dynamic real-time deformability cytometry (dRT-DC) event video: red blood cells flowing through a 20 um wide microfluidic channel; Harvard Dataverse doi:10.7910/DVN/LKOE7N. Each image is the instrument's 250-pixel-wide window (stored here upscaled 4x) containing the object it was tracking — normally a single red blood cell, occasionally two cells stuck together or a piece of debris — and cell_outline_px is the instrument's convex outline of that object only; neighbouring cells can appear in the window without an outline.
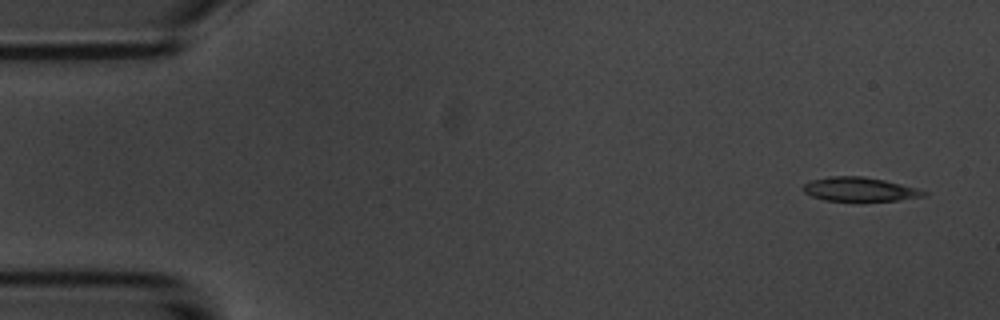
{"species": "common noctule bat (a hibernating species)", "species_latin": "Nyctalus noctula", "temperature_condition": "room temperature", "stored_images_in_passage": 9, "camera_frame_rate_fps": 3000, "um_per_image_px": 0.085, "animal": {"sex": "male", "body_mass_g": 20.1, "forearm_length_mm": 53.5}, "frame": {"image": 1, "passage_image": 1, "time_ms": 0.0, "image_size_px": [1000, 320], "cell_outline_px": [[928, 192], [924, 196], [896, 200], [824, 200], [812, 196], [804, 192], [800, 188], [804, 184], [812, 180], [828, 176], [864, 176], [884, 180], [916, 188]], "centroid_in_image_um": [73.01, 16.07], "position_along_channel_um": 12.0, "area_um2": 16.59}}
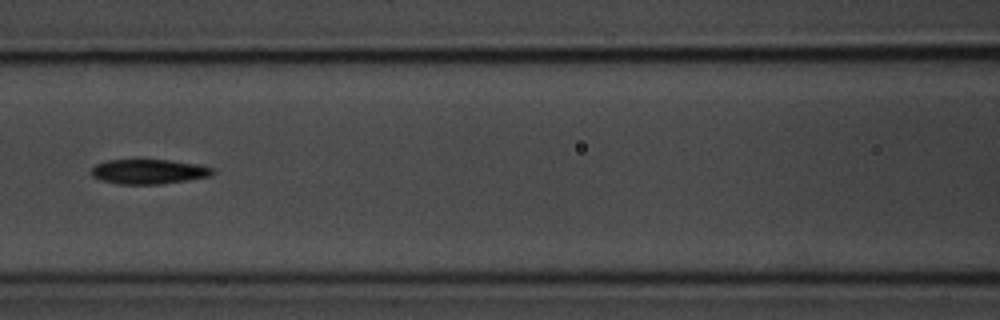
{"frame": {"image": 2, "passage_image": 7, "time_ms": 7.0, "image_size_px": [1000, 320], "cell_outline_px": [[216, 172], [212, 176], [188, 180], [160, 184], [116, 184], [100, 180], [92, 176], [88, 172], [96, 164], [108, 160], [168, 160], [196, 164], [216, 168]], "centroid_in_image_um": [12.65, 14.59], "position_along_channel_um": 154.0, "area_um2": 17.69}}
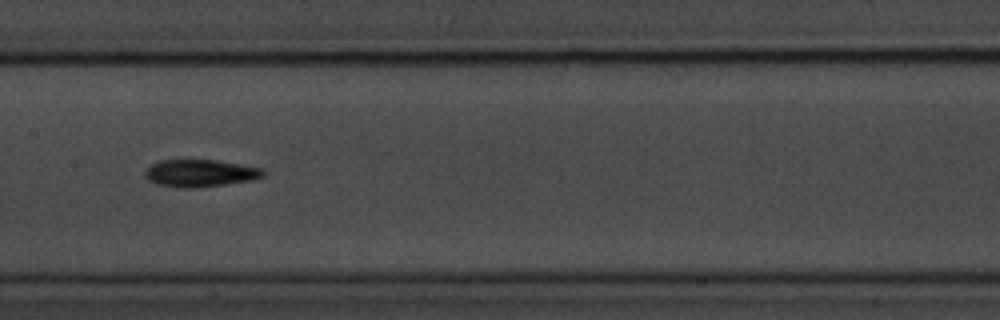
{"frame": {"image": 3, "passage_image": 8, "time_ms": 8.0, "image_size_px": [1000, 320], "cell_outline_px": [[268, 172], [264, 176], [252, 180], [196, 188], [180, 188], [156, 184], [148, 180], [144, 176], [144, 172], [152, 164], [160, 160], [188, 156], [216, 160], [264, 168]], "centroid_in_image_um": [16.99, 14.67], "position_along_channel_um": 190.4, "area_um2": 19.77}}